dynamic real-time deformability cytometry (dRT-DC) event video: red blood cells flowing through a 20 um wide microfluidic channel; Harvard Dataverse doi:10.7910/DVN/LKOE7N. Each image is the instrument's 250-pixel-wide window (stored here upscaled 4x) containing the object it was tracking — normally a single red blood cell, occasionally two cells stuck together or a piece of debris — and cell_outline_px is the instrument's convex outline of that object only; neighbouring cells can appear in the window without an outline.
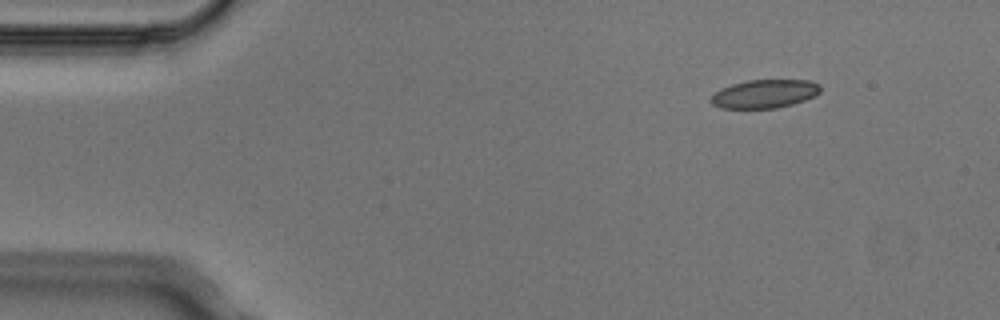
{"species": "Egyptian fruit bat (a non-hibernating species)", "species_latin": "Rousettus aegyptiacus", "temperature_condition": "cold", "stored_images_in_passage": 4, "camera_frame_rate_fps": 3000, "um_per_image_px": 0.085, "animal": {"sex": "male"}, "frame": {"image": 1, "passage_image": 2, "time_ms": 0.333, "image_size_px": [1000, 320], "cell_outline_px": [[820, 92], [816, 96], [792, 104], [776, 108], [720, 108], [712, 104], [712, 96], [720, 88], [732, 84], [748, 80], [812, 80], [820, 84]], "centroid_in_image_um": [65.02, 7.97], "position_along_channel_um": 20.0, "area_um2": 18.15}}
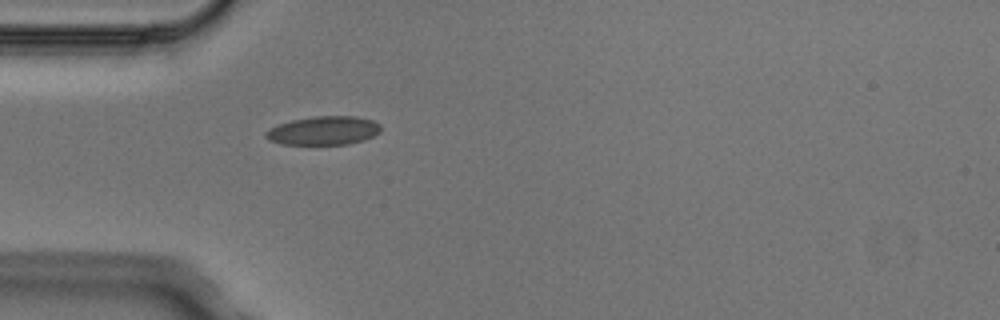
{"frame": {"image": 2, "passage_image": 4, "time_ms": 1.0, "image_size_px": [1000, 320], "cell_outline_px": [[380, 132], [364, 140], [348, 144], [284, 144], [268, 140], [264, 136], [264, 132], [280, 124], [292, 120], [316, 116], [356, 116], [372, 120], [380, 124]], "centroid_in_image_um": [27.52, 11.1], "position_along_channel_um": 57.5, "area_um2": 19.07}}